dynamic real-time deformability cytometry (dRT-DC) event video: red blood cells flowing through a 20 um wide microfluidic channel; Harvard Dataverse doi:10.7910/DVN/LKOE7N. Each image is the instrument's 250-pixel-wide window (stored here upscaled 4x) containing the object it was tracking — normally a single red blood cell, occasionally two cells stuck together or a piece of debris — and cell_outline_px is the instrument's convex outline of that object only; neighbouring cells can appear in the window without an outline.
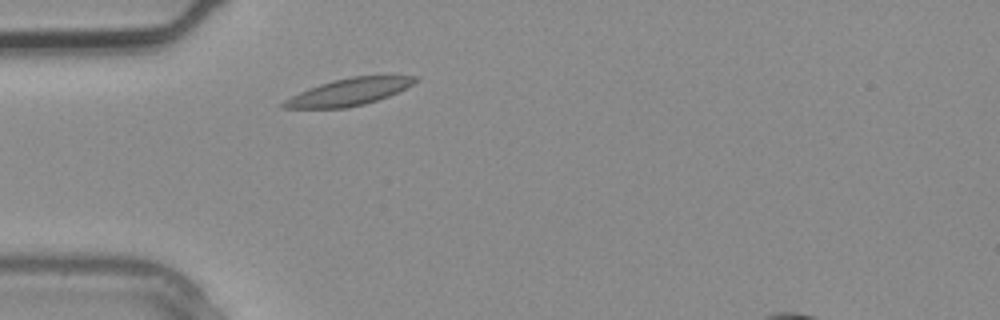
{"species": "common noctule bat (a hibernating species)", "species_latin": "Nyctalus noctula", "temperature_condition": "warm", "stored_images_in_passage": 1, "camera_frame_rate_fps": 3000, "um_per_image_px": 0.085, "animal": {"sex": "male", "body_mass_g": 20.4}, "frame": {"image": 1, "passage_image": 1, "time_ms": 0.0, "image_size_px": [1000, 320], "cell_outline_px": [[420, 80], [388, 96], [364, 104], [344, 108], [280, 108], [280, 104], [284, 100], [308, 88], [332, 80], [352, 76], [420, 76]], "centroid_in_image_um": [29.63, 7.81], "position_along_channel_um": 55.4, "area_um2": 20.52}}